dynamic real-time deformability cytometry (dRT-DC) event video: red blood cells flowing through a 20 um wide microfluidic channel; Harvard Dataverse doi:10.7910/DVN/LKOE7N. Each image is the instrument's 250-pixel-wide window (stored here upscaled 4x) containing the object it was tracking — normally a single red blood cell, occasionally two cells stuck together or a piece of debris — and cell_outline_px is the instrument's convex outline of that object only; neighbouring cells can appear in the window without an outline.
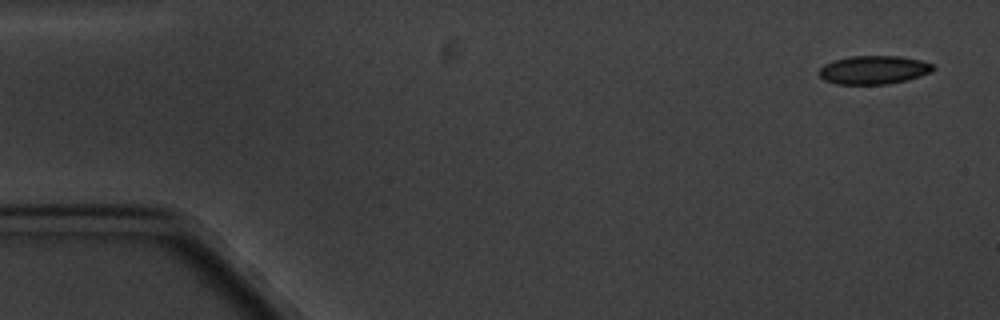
{"species": "common noctule bat (a hibernating species)", "species_latin": "Nyctalus noctula", "temperature_condition": "cold", "stored_images_in_passage": 5, "camera_frame_rate_fps": 3000, "um_per_image_px": 0.085, "animal": {"sex": "male", "body_mass_g": 20.1, "forearm_length_mm": 53.5}, "frame": {"image": 1, "passage_image": 1, "time_ms": 0.0, "image_size_px": [1000, 320], "cell_outline_px": [[936, 68], [932, 72], [904, 80], [888, 84], [836, 84], [824, 80], [816, 72], [824, 64], [832, 60], [848, 56], [900, 56], [920, 60], [932, 64]], "centroid_in_image_um": [74.21, 5.93], "position_along_channel_um": 10.8, "area_um2": 19.02}}
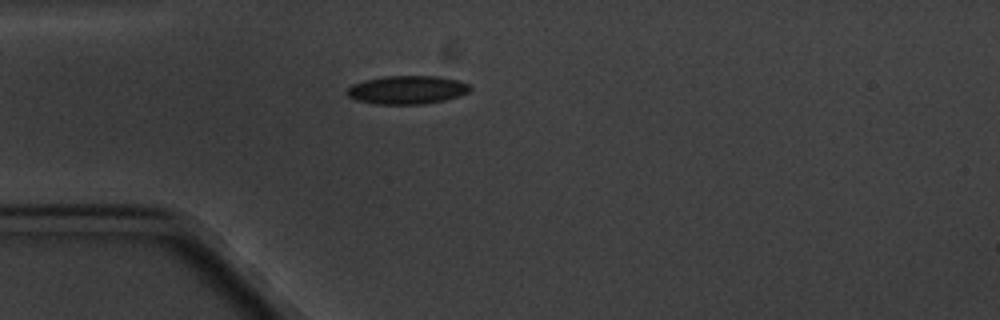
{"frame": {"image": 2, "passage_image": 5, "time_ms": 4.333, "image_size_px": [1000, 320], "cell_outline_px": [[472, 88], [468, 92], [444, 100], [424, 104], [376, 104], [356, 100], [348, 96], [344, 92], [352, 84], [364, 80], [384, 76], [440, 76], [460, 80], [468, 84]], "centroid_in_image_um": [34.58, 7.63], "position_along_channel_um": 50.4, "area_um2": 20.46}}